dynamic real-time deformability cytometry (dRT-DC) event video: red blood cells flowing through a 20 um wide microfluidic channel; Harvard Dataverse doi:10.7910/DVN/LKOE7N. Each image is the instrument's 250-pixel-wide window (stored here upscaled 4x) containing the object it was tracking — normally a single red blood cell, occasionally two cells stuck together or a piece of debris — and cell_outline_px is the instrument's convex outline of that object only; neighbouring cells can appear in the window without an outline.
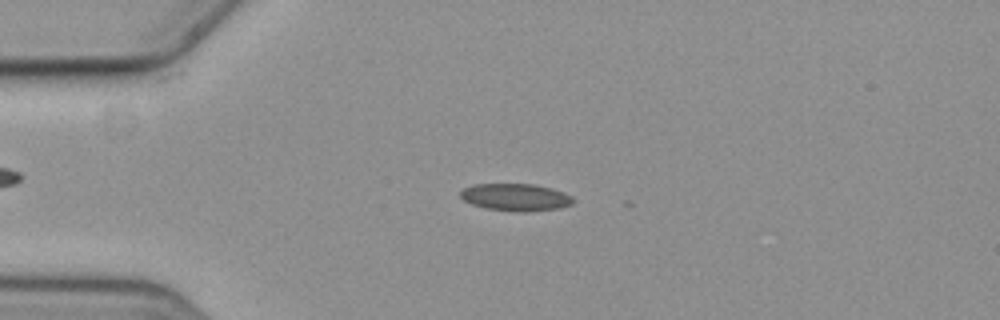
{"species": "common noctule bat (a hibernating species)", "species_latin": "Nyctalus noctula", "temperature_condition": "cold", "stored_images_in_passage": 21, "camera_frame_rate_fps": 3000, "um_per_image_px": 0.085, "animal": {"sex": "female", "body_mass_g": 19.3, "forearm_length_mm": 54.1}, "frame": {"image": 1, "passage_image": 10, "time_ms": 3.0, "image_size_px": [1000, 320], "cell_outline_px": [[576, 200], [572, 204], [560, 208], [528, 212], [512, 212], [488, 208], [472, 204], [464, 200], [460, 196], [460, 192], [464, 188], [476, 184], [536, 184], [552, 188], [572, 196]], "centroid_in_image_um": [43.87, 16.77], "position_along_channel_um": 41.1, "area_um2": 18.03}}
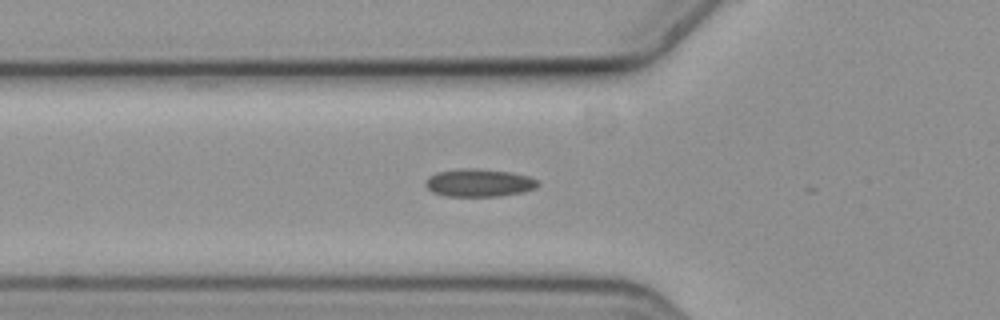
{"frame": {"image": 2, "passage_image": 16, "time_ms": 5.0, "image_size_px": [1000, 320], "cell_outline_px": [[540, 184], [536, 188], [520, 192], [500, 196], [448, 196], [432, 192], [424, 184], [424, 180], [428, 176], [436, 172], [460, 168], [476, 168], [512, 172], [528, 176], [536, 180]], "centroid_in_image_um": [40.68, 15.52], "position_along_channel_um": 85.1, "area_um2": 18.32}}
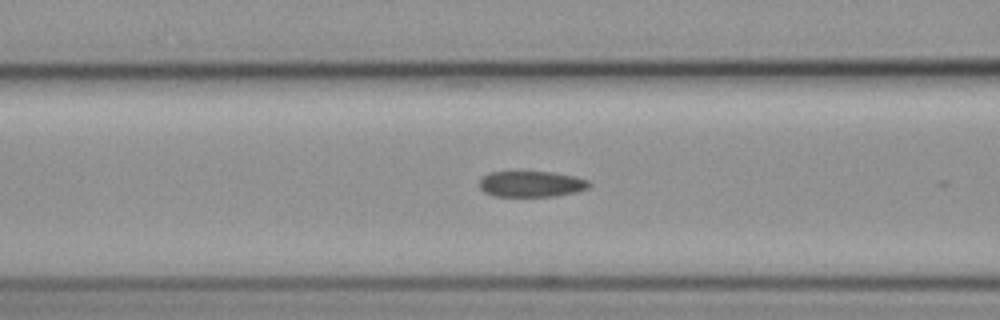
{"frame": {"image": 3, "passage_image": 19, "time_ms": 6.0, "image_size_px": [1000, 320], "cell_outline_px": [[592, 184], [588, 188], [576, 192], [556, 196], [492, 196], [484, 192], [480, 188], [480, 180], [488, 172], [552, 172], [572, 176], [588, 180]], "centroid_in_image_um": [45.16, 15.64], "position_along_channel_um": 121.4, "area_um2": 16.53}}